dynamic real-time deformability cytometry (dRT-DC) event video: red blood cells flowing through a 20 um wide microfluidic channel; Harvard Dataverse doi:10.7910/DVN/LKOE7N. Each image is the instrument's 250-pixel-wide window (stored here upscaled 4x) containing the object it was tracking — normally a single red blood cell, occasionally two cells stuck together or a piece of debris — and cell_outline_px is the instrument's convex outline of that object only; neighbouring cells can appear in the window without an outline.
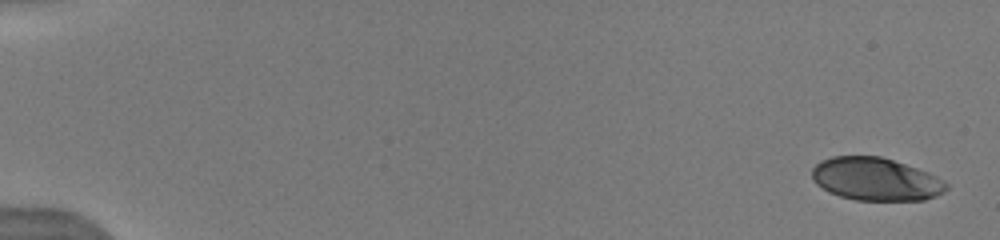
{"species": "human", "species_latin": "Homo sapiens", "temperature_condition": "warm", "stored_images_in_passage": 14, "camera_frame_rate_fps": 3000, "um_per_image_px": 0.085, "donor": {"sex": "male"}, "frame": {"image": 1, "passage_image": 1, "time_ms": 0.0, "image_size_px": [1000, 240], "cell_outline_px": [[948, 188], [944, 192], [936, 196], [924, 200], [856, 200], [840, 196], [828, 192], [816, 184], [812, 180], [812, 168], [820, 160], [832, 156], [880, 156], [928, 172], [944, 180], [948, 184]], "centroid_in_image_um": [74.42, 15.23], "position_along_channel_um": 10.6, "area_um2": 33.64}}
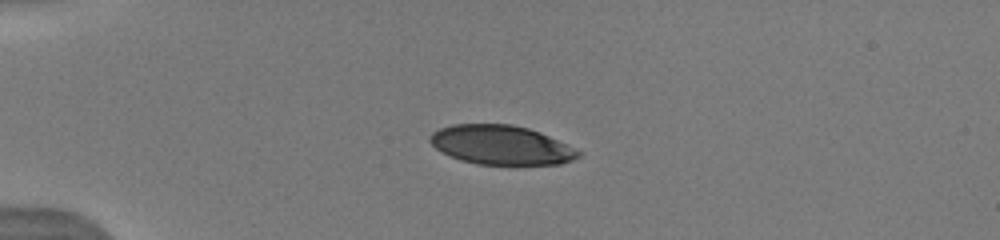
{"frame": {"image": 2, "passage_image": 8, "time_ms": 4.0, "image_size_px": [1000, 240], "cell_outline_px": [[580, 156], [572, 160], [560, 164], [516, 168], [476, 164], [460, 160], [436, 148], [428, 140], [428, 136], [432, 132], [440, 128], [452, 124], [512, 124], [528, 128], [540, 132], [580, 152]], "centroid_in_image_um": [42.59, 12.37], "position_along_channel_um": 42.4, "area_um2": 34.74}}